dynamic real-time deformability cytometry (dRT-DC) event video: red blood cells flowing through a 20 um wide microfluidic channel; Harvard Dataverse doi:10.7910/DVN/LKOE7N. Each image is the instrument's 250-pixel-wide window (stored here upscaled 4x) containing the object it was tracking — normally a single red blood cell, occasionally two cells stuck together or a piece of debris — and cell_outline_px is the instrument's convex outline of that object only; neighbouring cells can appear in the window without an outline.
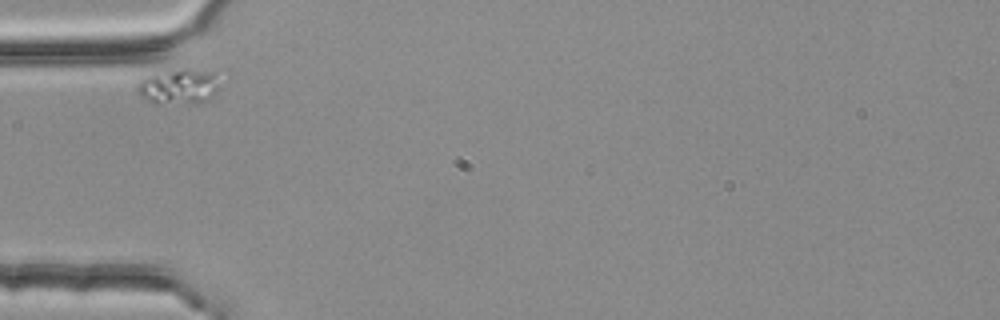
{"species": "common noctule bat (a hibernating species)", "species_latin": "Nyctalus noctula", "temperature_condition": "room temperature", "stored_images_in_passage": 2, "camera_frame_rate_fps": 3000, "um_per_image_px": 0.085, "animal": {"sex": "female", "body_mass_g": 25.1}, "frame": {"image": 1, "passage_image": 1, "time_ms": 0.0, "image_size_px": [1000, 320], "cell_outline_px": [[220, 88], [208, 100], [192, 104], [152, 104], [140, 96], [136, 88], [140, 80], [156, 72], [188, 68], [216, 72]], "centroid_in_image_um": [15.2, 7.37], "position_along_channel_um": 69.8, "area_um2": 17.46}}